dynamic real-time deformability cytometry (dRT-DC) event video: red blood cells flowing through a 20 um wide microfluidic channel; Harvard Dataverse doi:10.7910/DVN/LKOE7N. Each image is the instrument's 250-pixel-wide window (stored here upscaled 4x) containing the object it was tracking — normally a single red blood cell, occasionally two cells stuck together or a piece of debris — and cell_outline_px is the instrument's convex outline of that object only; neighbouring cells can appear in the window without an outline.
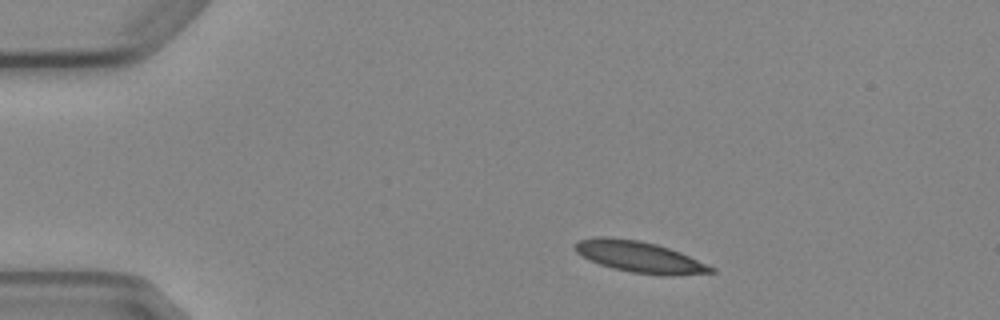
{"species": "Egyptian fruit bat (a non-hibernating species)", "species_latin": "Rousettus aegyptiacus", "temperature_condition": "cold", "stored_images_in_passage": 2, "camera_frame_rate_fps": 3000, "um_per_image_px": 0.085, "animal": {"sex": "female"}, "frame": {"image": 1, "passage_image": 1, "time_ms": 0.0, "image_size_px": [1000, 320], "cell_outline_px": [[716, 272], [632, 272], [612, 268], [588, 260], [576, 252], [576, 244], [580, 240], [596, 236], [604, 236], [640, 240], [656, 244], [680, 252], [716, 268]], "centroid_in_image_um": [54.23, 21.76], "position_along_channel_um": 30.8, "area_um2": 23.41}}